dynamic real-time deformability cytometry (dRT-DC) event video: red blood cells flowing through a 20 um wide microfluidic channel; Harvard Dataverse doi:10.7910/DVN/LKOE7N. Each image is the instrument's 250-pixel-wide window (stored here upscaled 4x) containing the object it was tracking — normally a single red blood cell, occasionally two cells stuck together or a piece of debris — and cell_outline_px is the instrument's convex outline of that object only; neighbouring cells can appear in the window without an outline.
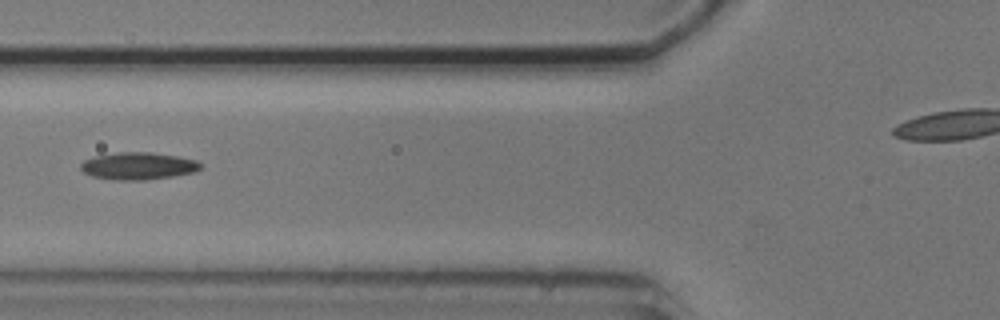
{"species": "common noctule bat (a hibernating species)", "species_latin": "Nyctalus noctula", "temperature_condition": "cold", "stored_images_in_passage": 7, "camera_frame_rate_fps": 3000, "um_per_image_px": 0.085, "animal": {"sex": "male", "body_mass_g": 20.5, "forearm_length_mm": 52.5}, "frame": {"image": 1, "passage_image": 7, "time_ms": 6.667, "image_size_px": [1000, 320], "cell_outline_px": [[204, 164], [196, 172], [172, 176], [144, 180], [116, 180], [92, 176], [84, 172], [80, 168], [80, 164], [84, 160], [96, 156], [116, 152], [152, 152], [176, 156], [196, 160]], "centroid_in_image_um": [11.76, 14.1], "position_along_channel_um": 114.0, "area_um2": 19.07}}